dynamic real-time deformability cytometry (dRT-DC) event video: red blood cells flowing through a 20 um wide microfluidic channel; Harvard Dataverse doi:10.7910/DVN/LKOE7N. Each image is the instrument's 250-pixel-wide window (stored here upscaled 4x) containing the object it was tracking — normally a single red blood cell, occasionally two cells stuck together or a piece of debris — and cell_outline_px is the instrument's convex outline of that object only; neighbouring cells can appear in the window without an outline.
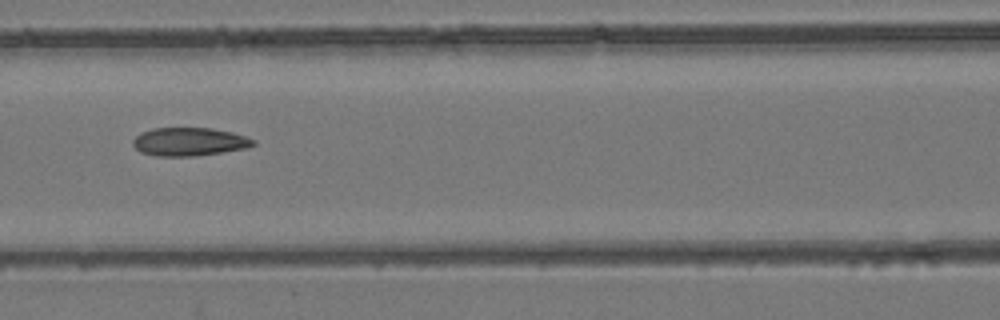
{"species": "common noctule bat (a hibernating species)", "species_latin": "Nyctalus noctula", "temperature_condition": "room temperature", "stored_images_in_passage": 7, "camera_frame_rate_fps": 3000, "um_per_image_px": 0.085, "animal": {"sex": "female", "body_mass_g": 24.6, "forearm_length_mm": 56.2}, "frame": {"image": 1, "passage_image": 7, "time_ms": 6.667, "image_size_px": [1000, 320], "cell_outline_px": [[256, 144], [248, 148], [196, 156], [156, 156], [140, 152], [132, 144], [132, 140], [140, 132], [152, 128], [212, 128], [232, 132], [256, 140]], "centroid_in_image_um": [16.08, 12.05], "position_along_channel_um": 150.5, "area_um2": 20.0}}